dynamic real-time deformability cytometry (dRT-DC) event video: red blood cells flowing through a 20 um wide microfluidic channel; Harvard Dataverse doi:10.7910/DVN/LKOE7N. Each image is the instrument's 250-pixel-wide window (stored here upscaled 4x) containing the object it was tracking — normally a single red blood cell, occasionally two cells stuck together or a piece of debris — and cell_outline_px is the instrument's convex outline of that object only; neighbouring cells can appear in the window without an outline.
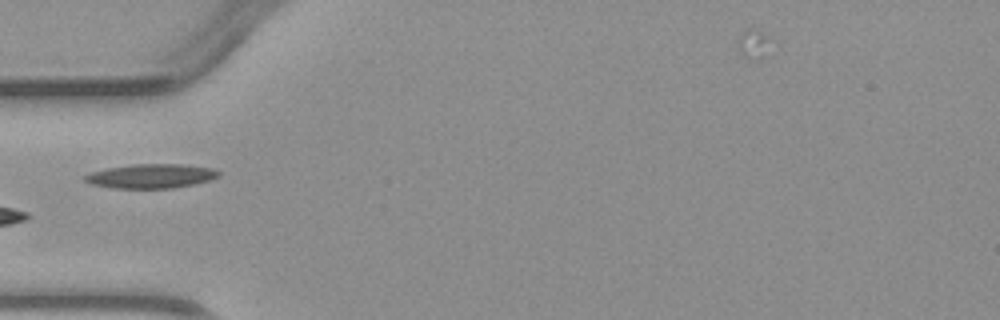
{"species": "common noctule bat (a hibernating species)", "species_latin": "Nyctalus noctula", "temperature_condition": "warm", "stored_images_in_passage": 4, "camera_frame_rate_fps": 3000, "um_per_image_px": 0.085, "animal": {"sex": "male", "body_mass_g": 23.1, "forearm_length_mm": 52.7}, "frame": {"image": 1, "passage_image": 4, "time_ms": 3.667, "image_size_px": [1000, 320], "cell_outline_px": [[220, 176], [208, 180], [192, 184], [172, 188], [112, 188], [92, 184], [84, 180], [80, 176], [92, 172], [108, 168], [132, 164], [184, 164], [212, 168], [220, 172]], "centroid_in_image_um": [12.81, 14.96], "position_along_channel_um": 72.2, "area_um2": 18.84}}